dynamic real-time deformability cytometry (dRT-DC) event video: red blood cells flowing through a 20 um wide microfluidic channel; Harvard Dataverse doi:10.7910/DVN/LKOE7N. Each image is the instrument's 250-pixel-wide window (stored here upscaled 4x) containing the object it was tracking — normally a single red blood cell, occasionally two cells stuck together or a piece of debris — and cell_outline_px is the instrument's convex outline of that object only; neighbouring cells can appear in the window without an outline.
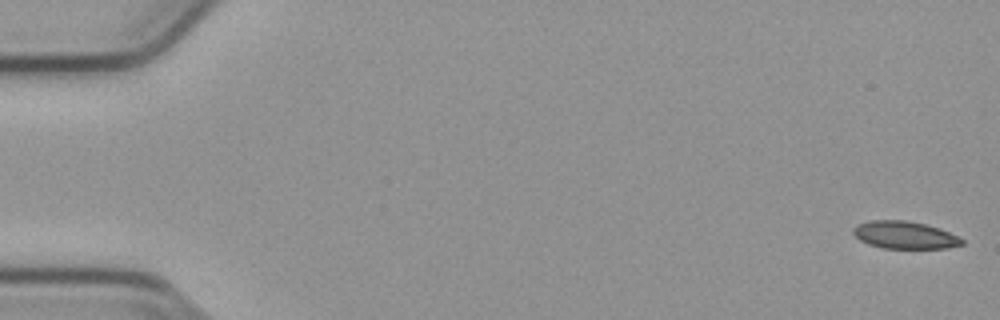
{"species": "common noctule bat (a hibernating species)", "species_latin": "Nyctalus noctula", "temperature_condition": "cold", "stored_images_in_passage": 54, "camera_frame_rate_fps": 3000, "um_per_image_px": 0.085, "animal": {"sex": "male", "body_mass_g": 23.1, "forearm_length_mm": 52.7}, "frame": {"image": 1, "passage_image": 1, "time_ms": 0.0, "image_size_px": [1000, 320], "cell_outline_px": [[964, 244], [948, 248], [880, 248], [868, 244], [860, 240], [852, 232], [852, 228], [860, 224], [872, 220], [904, 220], [924, 224], [948, 232], [964, 240]], "centroid_in_image_um": [76.87, 19.99], "position_along_channel_um": 8.1, "area_um2": 17.17}}
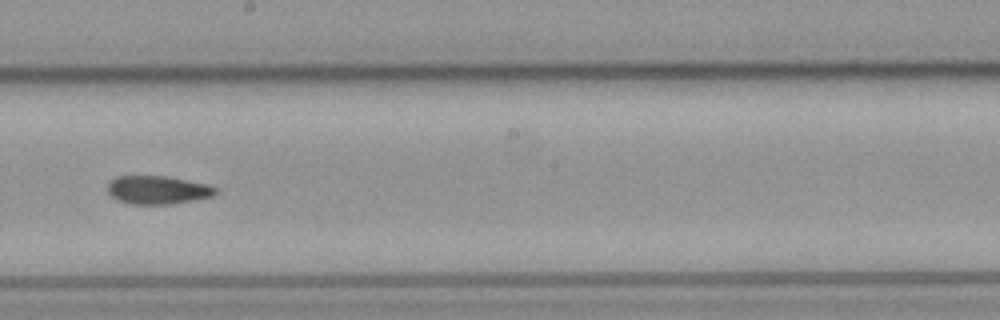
{"frame": {"image": 2, "passage_image": 31, "time_ms": 10.0, "image_size_px": [1000, 320], "cell_outline_px": [[216, 192], [212, 196], [172, 204], [132, 204], [120, 200], [112, 196], [108, 192], [108, 184], [116, 176], [164, 176], [208, 184], [216, 188]], "centroid_in_image_um": [13.4, 16.14], "position_along_channel_um": 234.8, "area_um2": 17.51}}
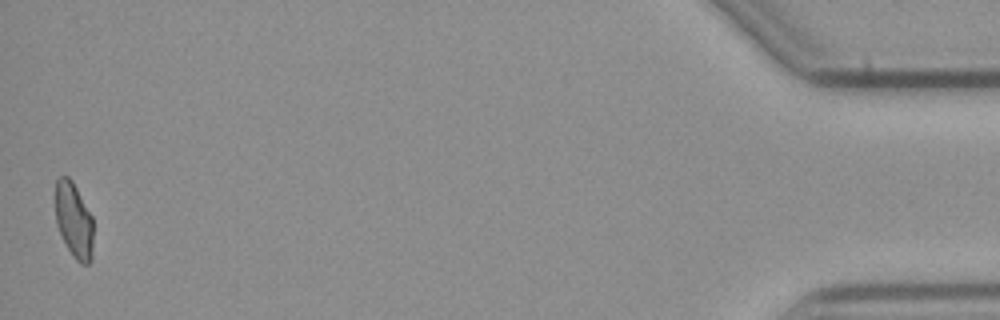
{"frame": {"image": 3, "passage_image": 54, "time_ms": 17.667, "image_size_px": [1000, 320], "cell_outline_px": [[92, 260], [88, 264], [80, 264], [72, 256], [56, 224], [56, 180], [60, 176], [68, 176], [72, 180], [92, 216]], "centroid_in_image_um": [6.28, 18.73], "position_along_channel_um": 428.9, "area_um2": 16.53}, "authors_computed_cell_mechanics": {"area_um2": 17.918, "velocity_mm_per_s": 3.7994, "shape_relaxation_time_tau1_ms": null, "shape_relaxation_time_tau2_ms": 9.5222, "deformation_change_tau1": null, "deformation_change_tau2": 0.1457}}